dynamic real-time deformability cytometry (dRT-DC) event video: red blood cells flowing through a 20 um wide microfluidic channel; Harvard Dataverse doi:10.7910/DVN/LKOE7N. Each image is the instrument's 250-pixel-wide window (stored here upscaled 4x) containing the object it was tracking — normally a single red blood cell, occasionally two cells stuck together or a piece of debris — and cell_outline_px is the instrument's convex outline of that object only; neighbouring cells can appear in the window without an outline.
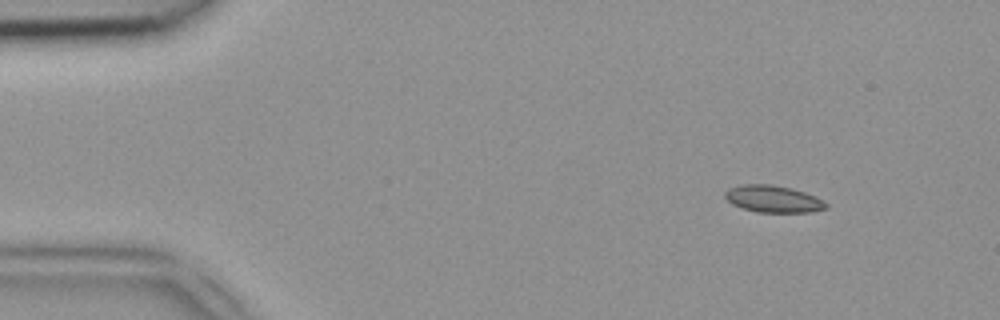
{"species": "common noctule bat (a hibernating species)", "species_latin": "Nyctalus noctula", "temperature_condition": "room temperature", "stored_images_in_passage": 46, "camera_frame_rate_fps": 3000, "um_per_image_px": 0.085, "animal": {"sex": "female", "body_mass_g": 18.4}, "frame": {"image": 1, "passage_image": 3, "time_ms": 0.667, "image_size_px": [1000, 320], "cell_outline_px": [[828, 208], [812, 212], [756, 212], [732, 204], [724, 196], [724, 192], [728, 188], [744, 184], [772, 184], [792, 188], [816, 196], [824, 200], [828, 204]], "centroid_in_image_um": [65.75, 16.9], "position_along_channel_um": 19.3, "area_um2": 16.01}}
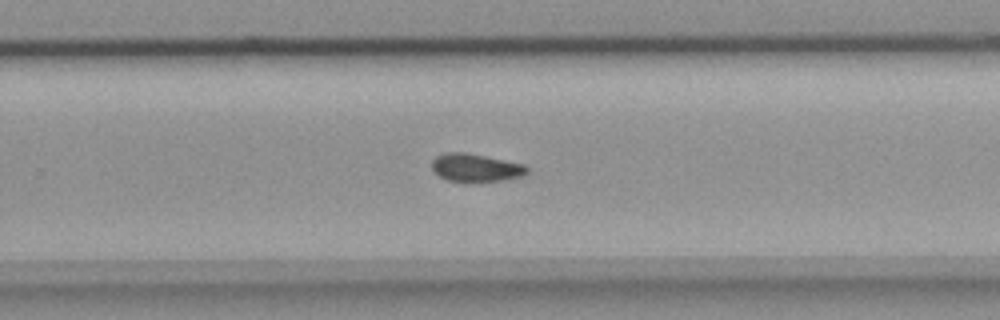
{"frame": {"image": 2, "passage_image": 29, "time_ms": 9.333, "image_size_px": [1000, 320], "cell_outline_px": [[528, 172], [524, 176], [500, 180], [448, 180], [440, 176], [432, 168], [432, 160], [436, 156], [444, 152], [468, 152], [524, 164], [528, 168]], "centroid_in_image_um": [40.45, 14.21], "position_along_channel_um": 289.4, "area_um2": 15.2}}
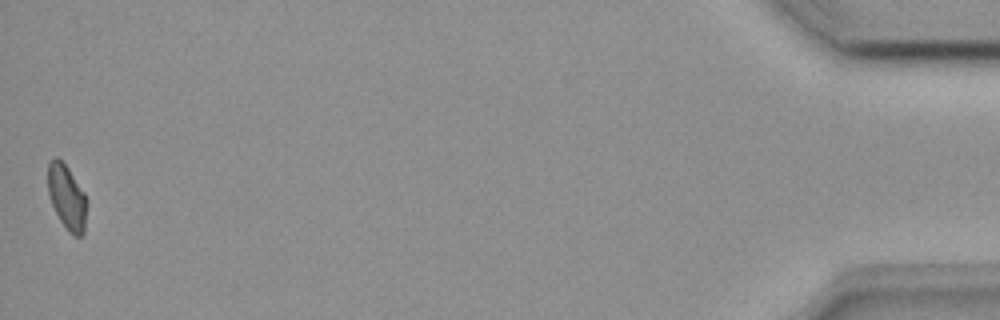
{"frame": {"image": 3, "passage_image": 46, "time_ms": 15.0, "image_size_px": [1000, 320], "cell_outline_px": [[84, 232], [80, 236], [72, 236], [68, 232], [60, 220], [52, 204], [48, 192], [48, 160], [56, 156], [68, 168], [84, 192]], "centroid_in_image_um": [5.63, 16.74], "position_along_channel_um": 429.6, "area_um2": 14.22}}